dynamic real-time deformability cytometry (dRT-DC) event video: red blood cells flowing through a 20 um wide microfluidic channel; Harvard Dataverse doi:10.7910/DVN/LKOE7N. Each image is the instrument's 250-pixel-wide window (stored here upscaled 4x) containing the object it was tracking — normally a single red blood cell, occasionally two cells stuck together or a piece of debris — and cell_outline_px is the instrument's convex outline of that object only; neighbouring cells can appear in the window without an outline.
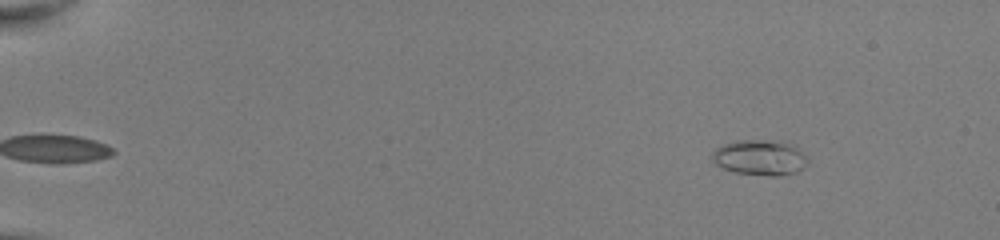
{"species": "common noctule bat (a hibernating species)", "species_latin": "Nyctalus noctula", "temperature_condition": "room temperature", "stored_images_in_passage": 48, "camera_frame_rate_fps": 3000, "um_per_image_px": 0.085, "animal": {"sex": "female", "body_mass_g": 22.0, "forearm_length_mm": 56.7}, "frame": {"image": 1, "passage_image": 3, "time_ms": 0.667, "image_size_px": [1000, 240], "cell_outline_px": [[808, 164], [804, 168], [796, 172], [780, 176], [768, 176], [736, 172], [720, 168], [712, 160], [712, 152], [716, 148], [724, 144], [736, 140], [788, 140], [808, 160]], "centroid_in_image_um": [64.59, 13.38], "position_along_channel_um": 20.4, "area_um2": 20.0}}
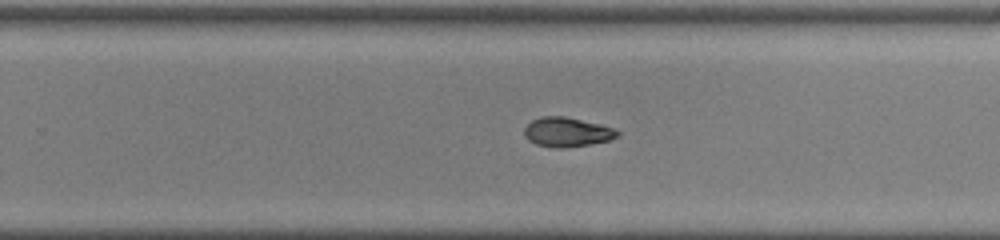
{"frame": {"image": 2, "passage_image": 32, "time_ms": 10.333, "image_size_px": [1000, 240], "cell_outline_px": [[620, 136], [608, 140], [588, 144], [564, 148], [556, 148], [536, 144], [528, 140], [524, 136], [524, 128], [532, 120], [540, 116], [564, 116], [600, 124], [612, 128], [620, 132]], "centroid_in_image_um": [48.17, 11.22], "position_along_channel_um": 281.6, "area_um2": 15.9}}
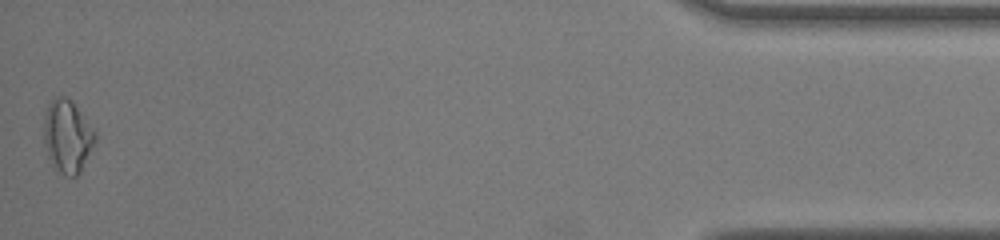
{"frame": {"image": 3, "passage_image": 48, "time_ms": 15.667, "image_size_px": [1000, 240], "cell_outline_px": [[96, 140], [80, 172], [76, 176], [64, 176], [52, 168], [44, 144], [44, 116], [48, 104], [52, 96], [68, 96], [72, 100], [96, 132]], "centroid_in_image_um": [5.71, 11.57], "position_along_channel_um": 429.5, "area_um2": 22.14}, "authors_computed_cell_mechanics": {"area_um2": 16.9354, "velocity_mm_per_s": 4.0815, "shape_relaxation_time_tau1_ms": 7.2856, "shape_relaxation_time_tau2_ms": 10.9705, "deformation_change_tau1": 0.1688, "deformation_change_tau2": 0.1735}}